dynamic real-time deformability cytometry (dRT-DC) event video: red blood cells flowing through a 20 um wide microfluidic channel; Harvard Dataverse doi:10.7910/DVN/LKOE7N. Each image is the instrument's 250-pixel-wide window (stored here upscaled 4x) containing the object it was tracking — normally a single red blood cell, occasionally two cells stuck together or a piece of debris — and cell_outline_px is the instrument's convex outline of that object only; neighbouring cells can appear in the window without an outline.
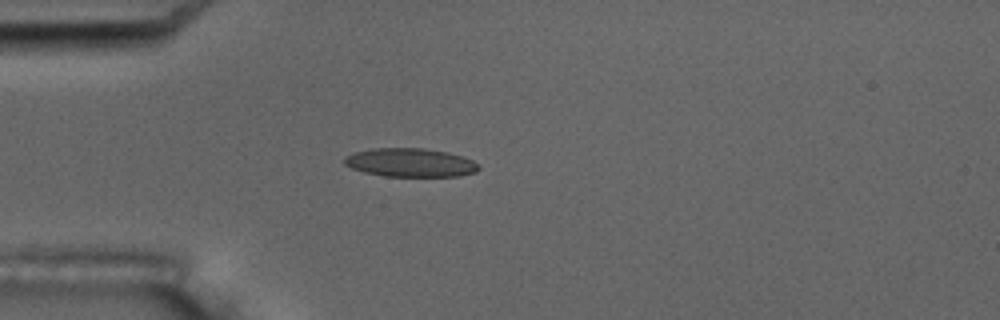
{"species": "common noctule bat (a hibernating species)", "species_latin": "Nyctalus noctula", "temperature_condition": "room temperature", "stored_images_in_passage": 4, "camera_frame_rate_fps": 3000, "um_per_image_px": 0.085, "animal": {"sex": "male", "body_mass_g": 17.5, "forearm_length_mm": 52.3}, "frame": {"image": 1, "passage_image": 4, "time_ms": 4.333, "image_size_px": [1000, 320], "cell_outline_px": [[480, 168], [476, 172], [460, 176], [384, 176], [364, 172], [352, 168], [344, 164], [344, 156], [352, 152], [372, 148], [424, 148], [448, 152], [472, 160], [480, 164]], "centroid_in_image_um": [34.87, 13.81], "position_along_channel_um": 50.1, "area_um2": 22.54}}